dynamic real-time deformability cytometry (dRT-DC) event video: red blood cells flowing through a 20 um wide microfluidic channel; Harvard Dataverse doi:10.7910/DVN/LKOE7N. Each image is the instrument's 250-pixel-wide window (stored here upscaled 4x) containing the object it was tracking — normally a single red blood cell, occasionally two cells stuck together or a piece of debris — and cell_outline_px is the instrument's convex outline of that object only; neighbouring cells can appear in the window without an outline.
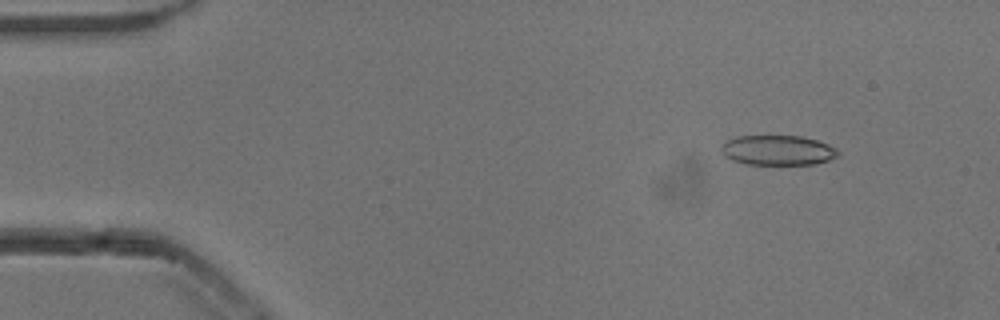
{"species": "common noctule bat (a hibernating species)", "species_latin": "Nyctalus noctula", "temperature_condition": "cold", "stored_images_in_passage": 53, "camera_frame_rate_fps": 3000, "um_per_image_px": 0.085, "animal": {"sex": "male", "body_mass_g": 13.3}, "frame": {"image": 1, "passage_image": 6, "time_ms": 1.667, "image_size_px": [1000, 320], "cell_outline_px": [[840, 156], [828, 160], [812, 164], [744, 164], [732, 160], [724, 156], [720, 152], [720, 144], [724, 140], [736, 136], [800, 136], [816, 140], [828, 144], [836, 148], [840, 152]], "centroid_in_image_um": [66.05, 12.76], "position_along_channel_um": 18.9, "area_um2": 20.63}}
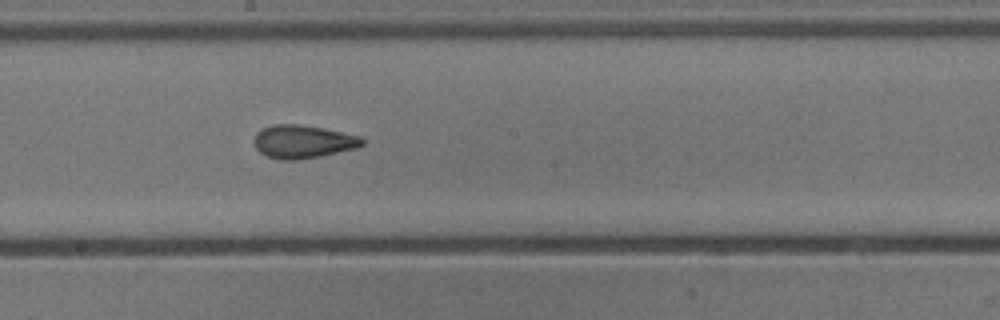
{"frame": {"image": 2, "passage_image": 29, "time_ms": 9.333, "image_size_px": [1000, 320], "cell_outline_px": [[364, 144], [356, 148], [320, 156], [296, 160], [280, 160], [268, 156], [260, 152], [256, 148], [252, 140], [256, 132], [272, 124], [296, 124], [324, 128], [360, 136], [364, 140]], "centroid_in_image_um": [25.72, 12.03], "position_along_channel_um": 222.5, "area_um2": 20.92}}
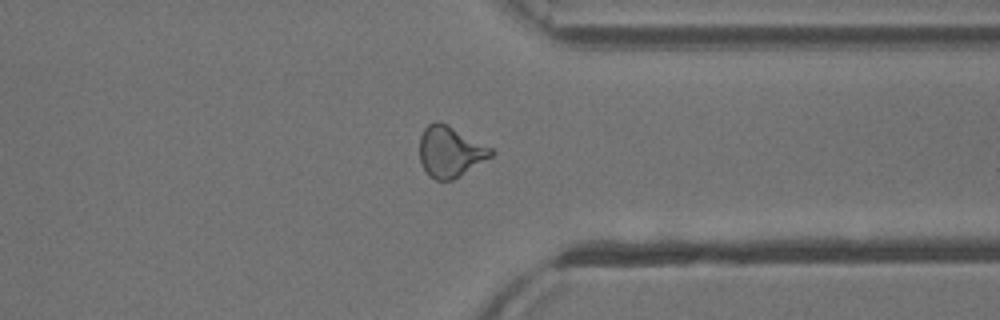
{"frame": {"image": 3, "passage_image": 41, "time_ms": 13.333, "image_size_px": [1000, 320], "cell_outline_px": [[496, 152], [492, 156], [452, 180], [436, 180], [428, 176], [420, 160], [420, 136], [424, 128], [428, 124], [436, 120], [440, 120], [448, 124], [492, 148]], "centroid_in_image_um": [38.25, 12.86], "position_along_channel_um": 373.1, "area_um2": 21.21}, "authors_computed_cell_mechanics": {"area_um2": 21.097, "velocity_mm_per_s": 3.8517, "shape_relaxation_time_tau1_ms": 7.1314, "shape_relaxation_time_tau2_ms": 1.748, "deformation_change_tau1": 0.1631, "deformation_change_tau2": 0.0831}}